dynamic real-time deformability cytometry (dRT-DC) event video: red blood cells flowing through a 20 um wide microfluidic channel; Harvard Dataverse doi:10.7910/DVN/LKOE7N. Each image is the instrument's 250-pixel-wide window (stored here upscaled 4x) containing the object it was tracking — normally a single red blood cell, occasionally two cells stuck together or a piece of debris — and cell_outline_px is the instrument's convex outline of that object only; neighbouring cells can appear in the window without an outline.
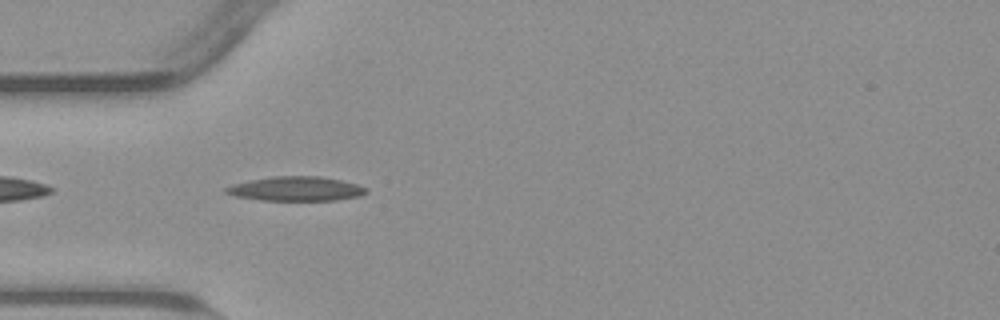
{"species": "common noctule bat (a hibernating species)", "species_latin": "Nyctalus noctula", "temperature_condition": "warm", "stored_images_in_passage": 15, "camera_frame_rate_fps": 3000, "um_per_image_px": 0.085, "animal": {"sex": "male", "body_mass_g": 23.1, "forearm_length_mm": 52.7}, "frame": {"image": 1, "passage_image": 3, "time_ms": 0.667, "image_size_px": [1000, 320], "cell_outline_px": [[368, 192], [360, 196], [336, 200], [260, 200], [236, 196], [224, 192], [224, 188], [232, 184], [252, 180], [276, 176], [320, 176], [340, 180], [356, 184], [368, 188]], "centroid_in_image_um": [25.18, 16.05], "position_along_channel_um": 59.8, "area_um2": 19.77}}
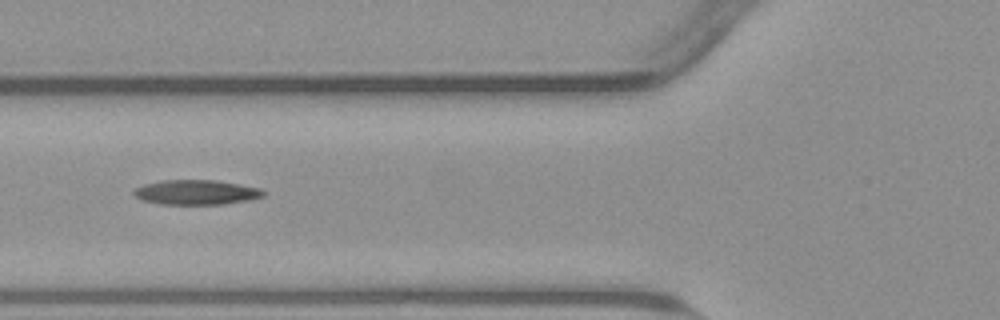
{"frame": {"image": 2, "passage_image": 7, "time_ms": 2.0, "image_size_px": [1000, 320], "cell_outline_px": [[264, 196], [252, 200], [224, 204], [160, 204], [144, 200], [136, 196], [132, 192], [136, 188], [144, 184], [160, 180], [216, 180], [240, 184], [260, 188], [264, 192]], "centroid_in_image_um": [16.71, 16.34], "position_along_channel_um": 109.1, "area_um2": 18.73}}